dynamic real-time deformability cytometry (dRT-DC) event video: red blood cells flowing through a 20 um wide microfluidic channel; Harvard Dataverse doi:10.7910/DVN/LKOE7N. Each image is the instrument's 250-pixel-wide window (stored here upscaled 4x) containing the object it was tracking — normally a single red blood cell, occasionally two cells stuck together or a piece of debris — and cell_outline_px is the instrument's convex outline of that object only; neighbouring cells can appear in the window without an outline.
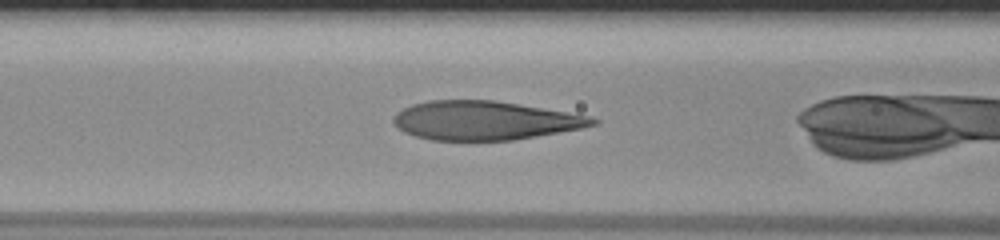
{"species": "human", "species_latin": "Homo sapiens", "temperature_condition": "room temperature", "stored_images_in_passage": 34, "camera_frame_rate_fps": 3000, "um_per_image_px": 0.085, "donor": {"sex": "male"}, "frame": {"image": 1, "passage_image": 15, "time_ms": 4.667, "image_size_px": [1000, 240], "cell_outline_px": [[600, 124], [580, 128], [536, 136], [512, 140], [432, 140], [416, 136], [404, 132], [392, 120], [396, 112], [412, 104], [428, 100], [496, 100], [588, 116], [600, 120]], "centroid_in_image_um": [41.18, 10.24], "position_along_channel_um": 125.4, "area_um2": 44.74}}
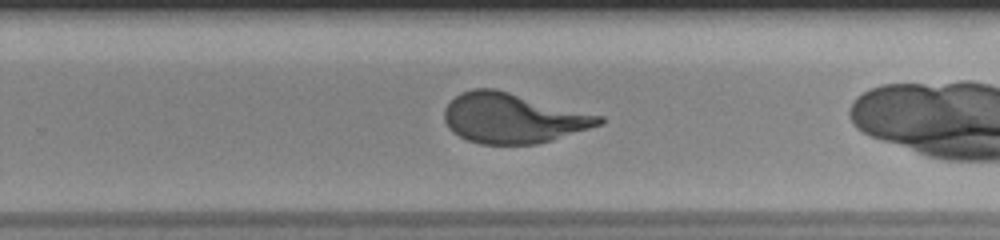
{"frame": {"image": 2, "passage_image": 27, "time_ms": 8.667, "image_size_px": [1000, 240], "cell_outline_px": [[604, 120], [600, 124], [552, 140], [536, 144], [480, 144], [468, 140], [452, 132], [448, 128], [444, 120], [444, 108], [460, 92], [476, 88], [496, 88], [604, 116]], "centroid_in_image_um": [43.57, 10.03], "position_along_channel_um": 286.2, "area_um2": 45.08}}
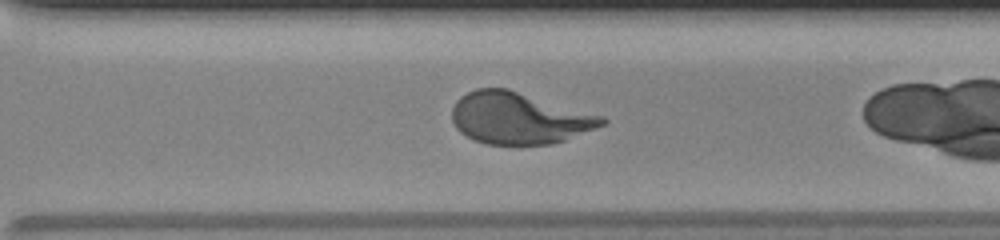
{"frame": {"image": 3, "passage_image": 30, "time_ms": 9.667, "image_size_px": [1000, 240], "cell_outline_px": [[608, 120], [604, 124], [564, 140], [552, 144], [488, 144], [476, 140], [460, 132], [456, 128], [452, 120], [452, 108], [456, 100], [460, 96], [476, 88], [508, 88], [604, 116]], "centroid_in_image_um": [44.1, 10.02], "position_along_channel_um": 326.5, "area_um2": 44.97}}